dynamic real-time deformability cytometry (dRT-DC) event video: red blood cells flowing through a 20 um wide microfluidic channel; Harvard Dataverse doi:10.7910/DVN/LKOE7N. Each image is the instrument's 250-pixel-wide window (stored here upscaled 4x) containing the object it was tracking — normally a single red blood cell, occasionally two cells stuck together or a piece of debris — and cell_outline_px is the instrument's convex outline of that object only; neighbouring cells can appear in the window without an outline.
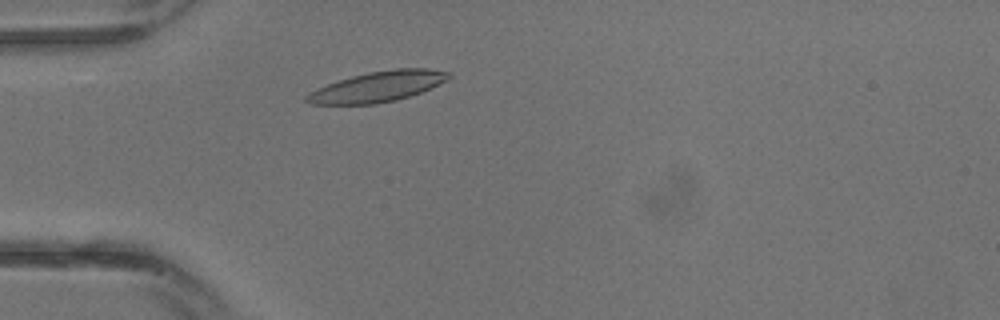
{"species": "common noctule bat (a hibernating species)", "species_latin": "Nyctalus noctula", "temperature_condition": "warm", "stored_images_in_passage": 13, "camera_frame_rate_fps": 3000, "um_per_image_px": 0.085, "animal": {"sex": "male", "body_mass_g": 13.3}, "frame": {"image": 1, "passage_image": 3, "time_ms": 0.667, "image_size_px": [1000, 320], "cell_outline_px": [[452, 76], [448, 80], [420, 92], [396, 100], [376, 104], [312, 104], [304, 100], [304, 96], [308, 92], [328, 84], [352, 76], [368, 72], [396, 68], [428, 68], [452, 72]], "centroid_in_image_um": [32.13, 7.35], "position_along_channel_um": 52.9, "area_um2": 25.14}}
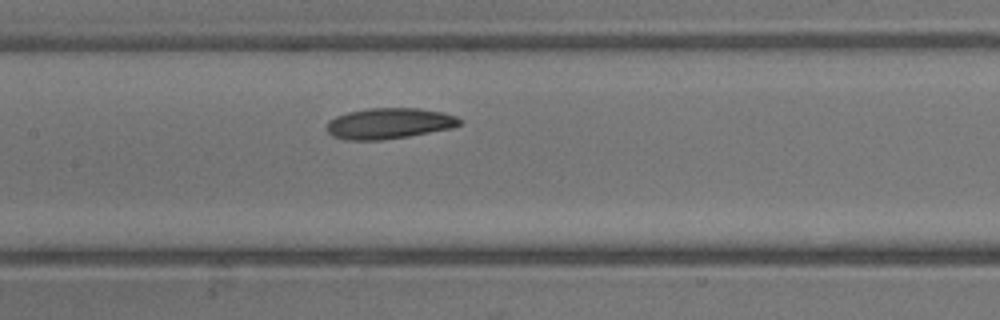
{"frame": {"image": 2, "passage_image": 9, "time_ms": 2.667, "image_size_px": [1000, 320], "cell_outline_px": [[464, 120], [460, 124], [452, 128], [408, 136], [380, 140], [344, 140], [332, 136], [324, 128], [328, 120], [336, 116], [348, 112], [368, 108], [416, 108], [444, 112], [456, 116]], "centroid_in_image_um": [33.05, 10.49], "position_along_channel_um": 174.4, "area_um2": 24.1}}
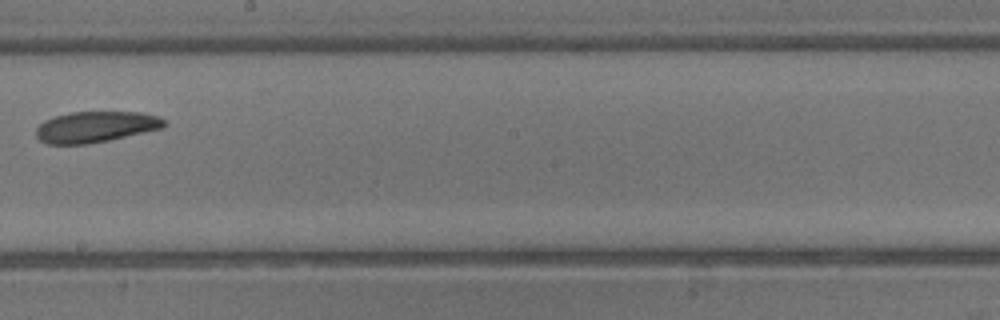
{"frame": {"image": 3, "passage_image": 12, "time_ms": 3.667, "image_size_px": [1000, 320], "cell_outline_px": [[168, 124], [164, 128], [108, 140], [88, 144], [48, 144], [40, 140], [36, 136], [36, 128], [44, 120], [56, 116], [72, 112], [140, 112], [156, 116], [168, 120]], "centroid_in_image_um": [8.16, 10.78], "position_along_channel_um": 240.0, "area_um2": 23.18}}